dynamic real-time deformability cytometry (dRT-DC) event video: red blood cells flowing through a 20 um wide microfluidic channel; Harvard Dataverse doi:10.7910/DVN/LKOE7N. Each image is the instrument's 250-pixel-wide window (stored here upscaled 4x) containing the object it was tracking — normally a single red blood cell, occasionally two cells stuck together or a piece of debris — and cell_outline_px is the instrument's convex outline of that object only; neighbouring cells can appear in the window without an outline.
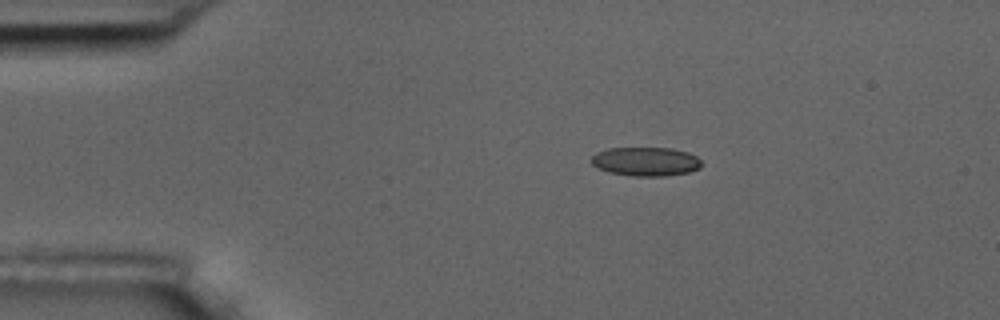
{"species": "common noctule bat (a hibernating species)", "species_latin": "Nyctalus noctula", "temperature_condition": "room temperature", "stored_images_in_passage": 3, "camera_frame_rate_fps": 3000, "um_per_image_px": 0.085, "animal": {"sex": "male", "body_mass_g": 17.5, "forearm_length_mm": 52.3}, "frame": {"image": 1, "passage_image": 1, "time_ms": 0.0, "image_size_px": [1000, 320], "cell_outline_px": [[700, 168], [688, 172], [664, 176], [632, 176], [608, 172], [596, 168], [592, 164], [592, 156], [596, 152], [608, 148], [672, 148], [688, 152], [696, 156], [700, 160]], "centroid_in_image_um": [54.86, 13.73], "position_along_channel_um": 30.1, "area_um2": 18.61}}